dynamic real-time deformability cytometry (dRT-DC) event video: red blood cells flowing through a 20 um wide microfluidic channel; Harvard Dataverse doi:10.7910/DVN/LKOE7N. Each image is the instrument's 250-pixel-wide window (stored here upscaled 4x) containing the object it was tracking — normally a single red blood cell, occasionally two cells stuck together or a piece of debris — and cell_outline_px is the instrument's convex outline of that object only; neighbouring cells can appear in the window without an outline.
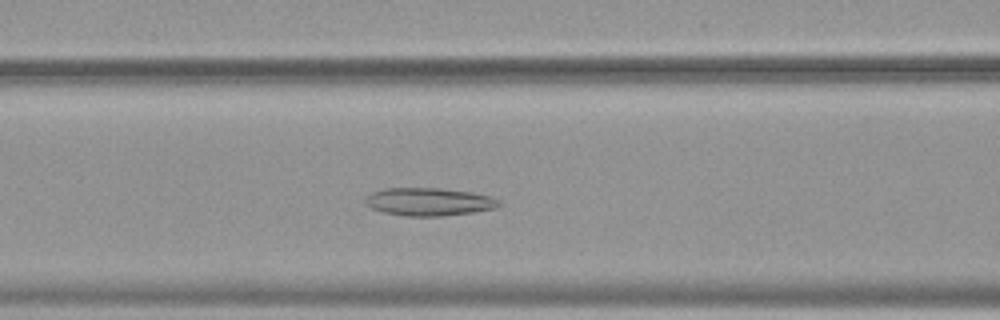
{"species": "common noctule bat (a hibernating species)", "species_latin": "Nyctalus noctula", "temperature_condition": "warm", "stored_images_in_passage": 49, "camera_frame_rate_fps": 3000, "um_per_image_px": 0.085, "animal": {"sex": "female", "body_mass_g": 19.9}, "frame": {"image": 1, "passage_image": 18, "time_ms": 5.667, "image_size_px": [1000, 320], "cell_outline_px": [[500, 204], [496, 208], [476, 212], [440, 216], [404, 216], [384, 212], [372, 208], [364, 204], [364, 200], [372, 192], [384, 188], [440, 188], [472, 192], [492, 196], [500, 200]], "centroid_in_image_um": [36.48, 17.15], "position_along_channel_um": 130.1, "area_um2": 21.91}}
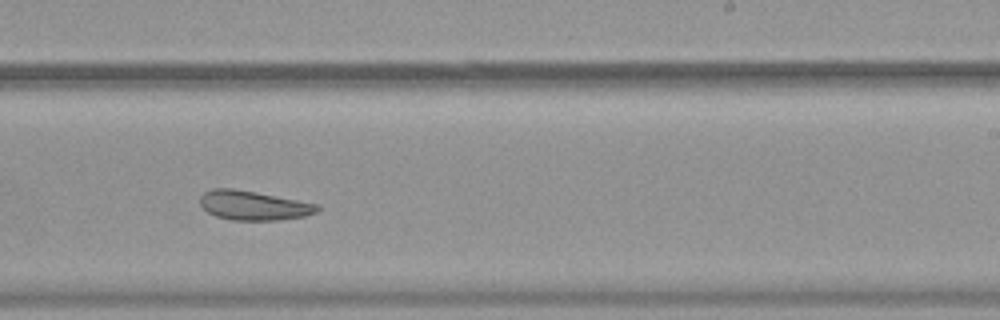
{"frame": {"image": 2, "passage_image": 29, "time_ms": 9.333, "image_size_px": [1000, 320], "cell_outline_px": [[320, 208], [316, 212], [304, 216], [280, 220], [232, 220], [216, 216], [208, 212], [200, 204], [200, 196], [204, 192], [212, 188], [232, 188], [256, 192], [320, 204]], "centroid_in_image_um": [21.55, 17.46], "position_along_channel_um": 267.4, "area_um2": 20.06}}
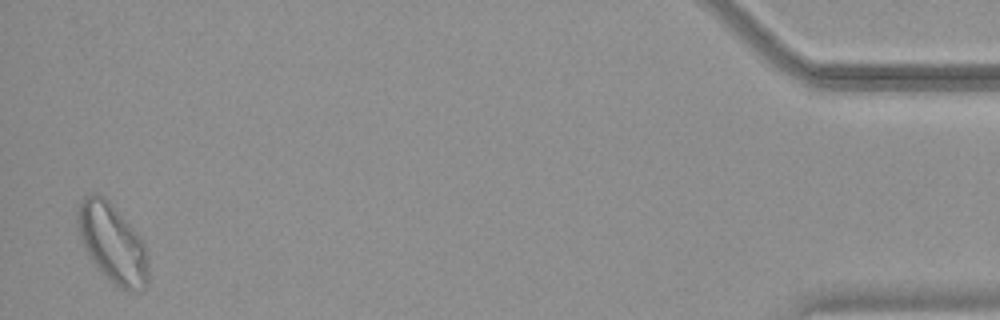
{"frame": {"image": 3, "passage_image": 48, "time_ms": 15.667, "image_size_px": [1000, 320], "cell_outline_px": [[148, 284], [140, 292], [128, 292], [120, 288], [108, 280], [104, 276], [92, 260], [84, 248], [76, 224], [76, 212], [84, 196], [96, 192], [104, 196], [108, 200], [136, 232], [144, 244], [148, 260]], "centroid_in_image_um": [9.55, 20.71], "position_along_channel_um": 425.6, "area_um2": 32.66}, "authors_computed_cell_mechanics": {"area_um2": 25.0274, "velocity_mm_per_s": 3.7643, "shape_relaxation_time_tau1_ms": null, "shape_relaxation_time_tau2_ms": 5.7693, "deformation_change_tau1": null, "deformation_change_tau2": 0.1493}}